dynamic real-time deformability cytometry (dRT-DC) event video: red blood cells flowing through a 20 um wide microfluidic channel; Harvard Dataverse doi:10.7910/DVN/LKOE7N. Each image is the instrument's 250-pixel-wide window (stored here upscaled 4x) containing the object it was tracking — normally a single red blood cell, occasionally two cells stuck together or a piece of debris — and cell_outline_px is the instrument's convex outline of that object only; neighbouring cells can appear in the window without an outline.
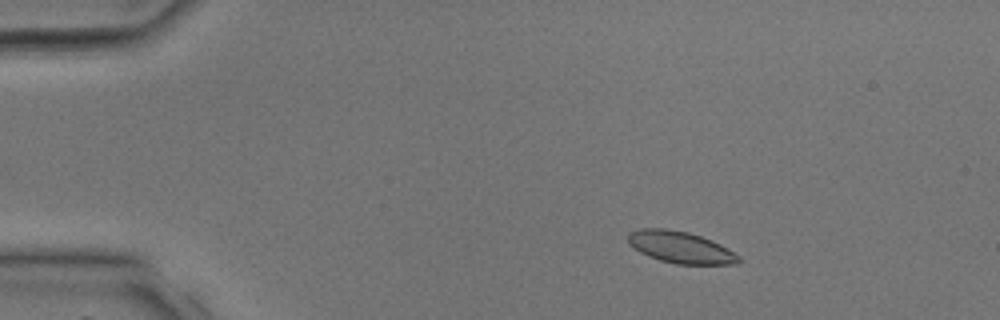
{"species": "common noctule bat (a hibernating species)", "species_latin": "Nyctalus noctula", "temperature_condition": "room temperature", "stored_images_in_passage": 38, "camera_frame_rate_fps": 3000, "um_per_image_px": 0.085, "animal": {"sex": "male", "body_mass_g": 17.9, "forearm_length_mm": 54.2}, "frame": {"image": 1, "passage_image": 6, "time_ms": 1.667, "image_size_px": [1000, 320], "cell_outline_px": [[744, 260], [740, 264], [676, 264], [660, 260], [648, 256], [640, 252], [628, 244], [628, 232], [640, 228], [664, 228], [688, 232], [712, 240], [720, 244], [740, 256]], "centroid_in_image_um": [57.85, 21.02], "position_along_channel_um": 27.1, "area_um2": 20.63}}
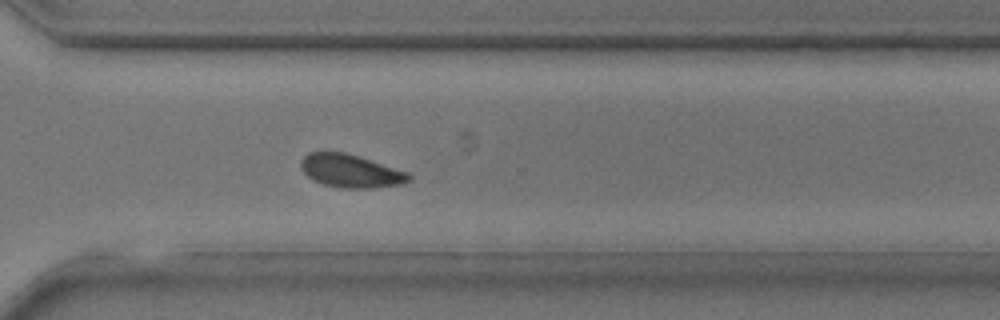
{"frame": {"image": 2, "passage_image": 28, "time_ms": 9.0, "image_size_px": [1000, 320], "cell_outline_px": [[412, 176], [408, 180], [400, 184], [372, 188], [340, 188], [324, 184], [312, 180], [300, 168], [300, 160], [308, 152], [344, 152], [408, 172]], "centroid_in_image_um": [29.76, 14.53], "position_along_channel_um": 340.8, "area_um2": 20.63}}
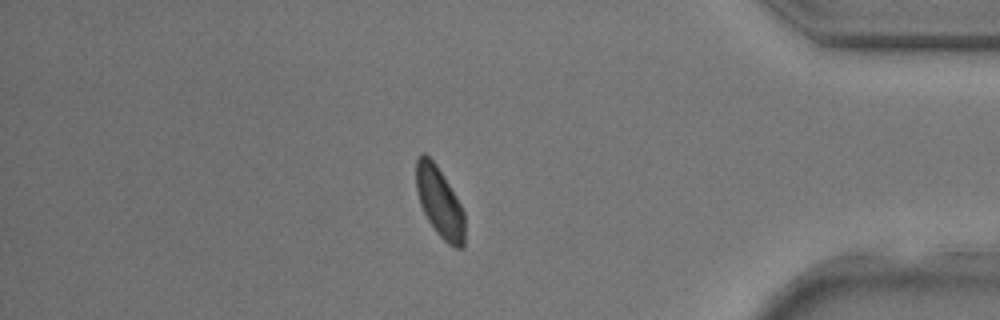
{"frame": {"image": 3, "passage_image": 33, "time_ms": 10.667, "image_size_px": [1000, 320], "cell_outline_px": [[464, 248], [456, 248], [448, 244], [436, 232], [428, 220], [420, 204], [416, 188], [416, 160], [420, 152], [424, 152], [436, 164], [460, 204], [464, 212]], "centroid_in_image_um": [37.35, 17.19], "position_along_channel_um": 397.8, "area_um2": 19.65}}